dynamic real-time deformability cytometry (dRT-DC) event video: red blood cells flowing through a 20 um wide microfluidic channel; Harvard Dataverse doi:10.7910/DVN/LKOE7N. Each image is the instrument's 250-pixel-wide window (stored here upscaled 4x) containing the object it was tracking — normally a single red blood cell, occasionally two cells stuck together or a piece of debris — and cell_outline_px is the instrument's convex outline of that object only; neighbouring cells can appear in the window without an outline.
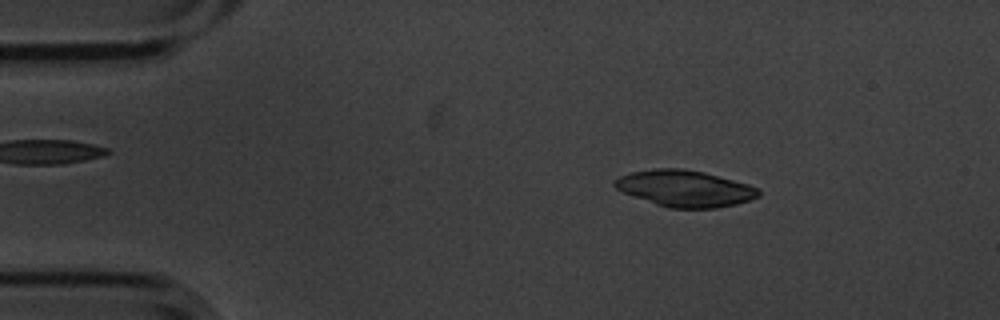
{"species": "common noctule bat (a hibernating species)", "species_latin": "Nyctalus noctula", "temperature_condition": "cold", "stored_images_in_passage": 4, "camera_frame_rate_fps": 3000, "um_per_image_px": 0.085, "animal": {"sex": "male", "body_mass_g": 20.1, "forearm_length_mm": 53.5}, "frame": {"image": 1, "passage_image": 2, "time_ms": 0.333, "image_size_px": [1000, 320], "cell_outline_px": [[760, 196], [736, 204], [716, 208], [668, 208], [656, 204], [624, 192], [616, 188], [612, 184], [612, 180], [620, 176], [632, 172], [652, 168], [684, 168], [704, 172], [748, 184], [760, 188]], "centroid_in_image_um": [58.22, 16.01], "position_along_channel_um": 26.8, "area_um2": 30.52}}